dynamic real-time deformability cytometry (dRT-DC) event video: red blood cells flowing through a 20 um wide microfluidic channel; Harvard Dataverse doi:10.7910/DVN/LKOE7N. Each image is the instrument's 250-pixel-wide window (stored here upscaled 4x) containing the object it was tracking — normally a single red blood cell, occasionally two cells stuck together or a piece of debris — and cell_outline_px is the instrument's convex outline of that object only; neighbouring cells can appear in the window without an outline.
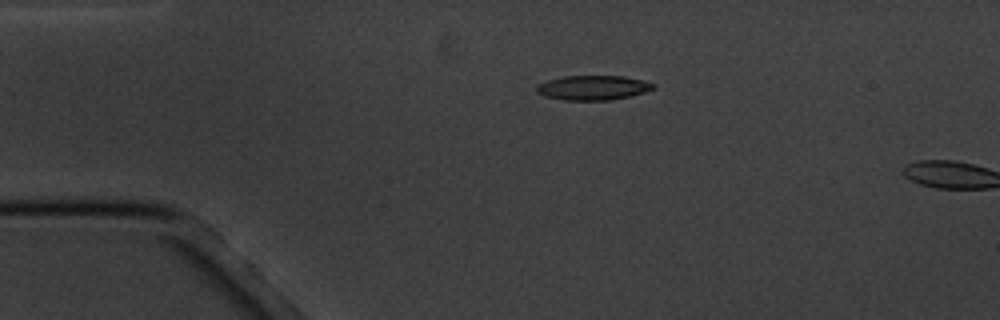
{"species": "common noctule bat (a hibernating species)", "species_latin": "Nyctalus noctula", "temperature_condition": "cold", "stored_images_in_passage": 3, "camera_frame_rate_fps": 3000, "um_per_image_px": 0.085, "animal": {"sex": "male", "body_mass_g": 20.1, "forearm_length_mm": 53.5}, "frame": {"image": 1, "passage_image": 2, "time_ms": 2.0, "image_size_px": [1000, 320], "cell_outline_px": [[656, 88], [644, 92], [628, 96], [608, 100], [564, 100], [544, 96], [536, 92], [536, 84], [548, 80], [564, 76], [624, 76], [656, 84]], "centroid_in_image_um": [50.37, 7.45], "position_along_channel_um": 34.6, "area_um2": 16.65}}